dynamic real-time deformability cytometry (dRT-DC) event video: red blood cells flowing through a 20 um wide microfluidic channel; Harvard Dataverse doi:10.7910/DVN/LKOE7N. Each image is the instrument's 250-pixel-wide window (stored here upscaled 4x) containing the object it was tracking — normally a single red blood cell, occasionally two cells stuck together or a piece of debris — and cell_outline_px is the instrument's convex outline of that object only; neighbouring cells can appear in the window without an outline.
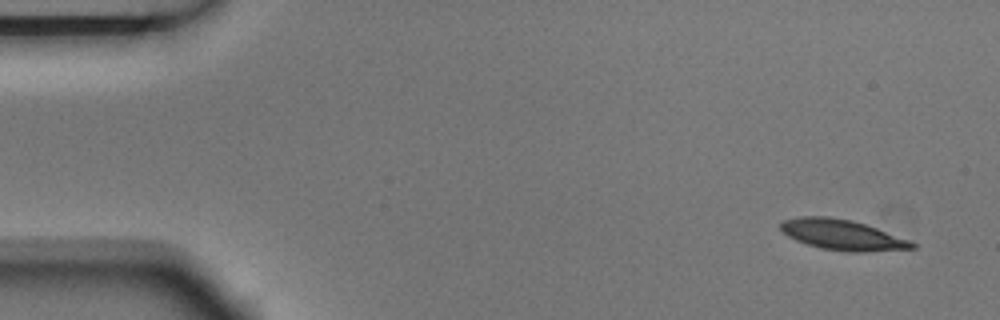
{"species": "Egyptian fruit bat (a non-hibernating species)", "species_latin": "Rousettus aegyptiacus", "temperature_condition": "room temperature", "stored_images_in_passage": 4, "camera_frame_rate_fps": 3000, "um_per_image_px": 0.085, "animal": {"sex": "male"}, "frame": {"image": 1, "passage_image": 1, "time_ms": 0.0, "image_size_px": [1000, 320], "cell_outline_px": [[916, 248], [860, 252], [848, 252], [820, 248], [796, 240], [788, 236], [780, 228], [780, 220], [800, 216], [828, 216], [852, 220], [876, 228], [908, 240], [916, 244]], "centroid_in_image_um": [71.54, 19.95], "position_along_channel_um": 13.5, "area_um2": 23.12}}